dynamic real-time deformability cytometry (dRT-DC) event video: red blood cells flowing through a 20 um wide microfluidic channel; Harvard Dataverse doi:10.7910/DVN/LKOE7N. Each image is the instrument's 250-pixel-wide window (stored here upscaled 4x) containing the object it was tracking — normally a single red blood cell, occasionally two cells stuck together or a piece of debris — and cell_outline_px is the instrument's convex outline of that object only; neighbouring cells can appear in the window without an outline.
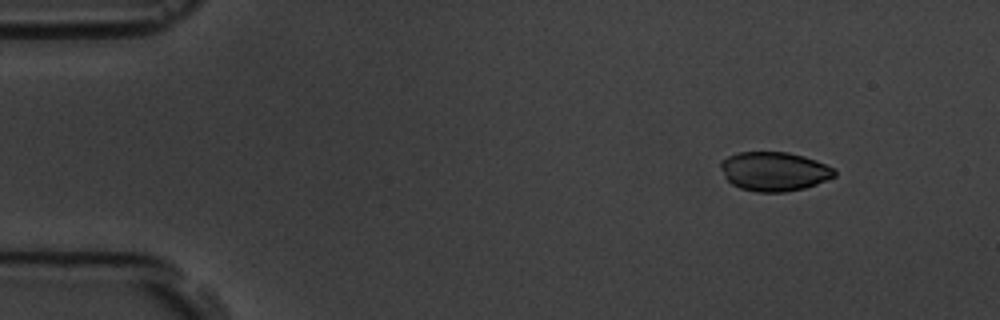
{"species": "common noctule bat (a hibernating species)", "species_latin": "Nyctalus noctula", "temperature_condition": "room temperature", "stored_images_in_passage": 4, "camera_frame_rate_fps": 3000, "um_per_image_px": 0.085, "animal": {"sex": "male", "body_mass_g": 19.5, "forearm_length_mm": 54.6}, "frame": {"image": 1, "passage_image": 1, "time_ms": 0.0, "image_size_px": [1000, 320], "cell_outline_px": [[836, 176], [816, 184], [804, 188], [784, 192], [756, 192], [740, 188], [732, 184], [724, 176], [720, 168], [720, 160], [728, 156], [740, 152], [788, 152], [804, 156], [816, 160], [836, 168]], "centroid_in_image_um": [65.81, 14.56], "position_along_channel_um": 19.2, "area_um2": 26.13}}
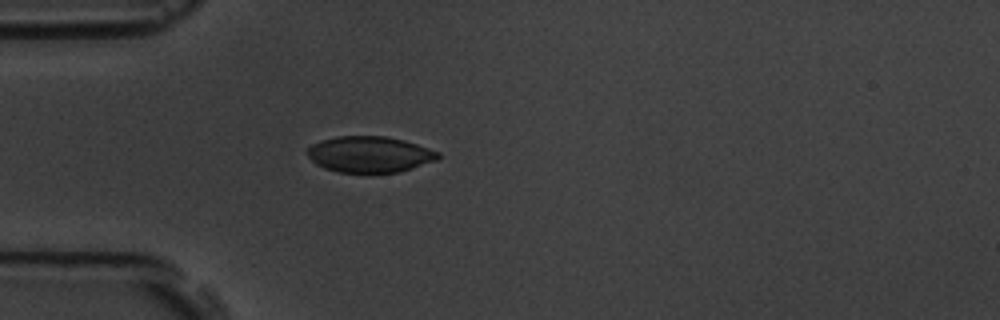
{"frame": {"image": 2, "passage_image": 4, "time_ms": 3.333, "image_size_px": [1000, 320], "cell_outline_px": [[440, 156], [436, 160], [400, 172], [340, 172], [324, 168], [316, 164], [304, 152], [304, 148], [320, 140], [336, 136], [384, 136], [404, 140], [440, 152]], "centroid_in_image_um": [31.36, 13.11], "position_along_channel_um": 53.6, "area_um2": 27.57}}